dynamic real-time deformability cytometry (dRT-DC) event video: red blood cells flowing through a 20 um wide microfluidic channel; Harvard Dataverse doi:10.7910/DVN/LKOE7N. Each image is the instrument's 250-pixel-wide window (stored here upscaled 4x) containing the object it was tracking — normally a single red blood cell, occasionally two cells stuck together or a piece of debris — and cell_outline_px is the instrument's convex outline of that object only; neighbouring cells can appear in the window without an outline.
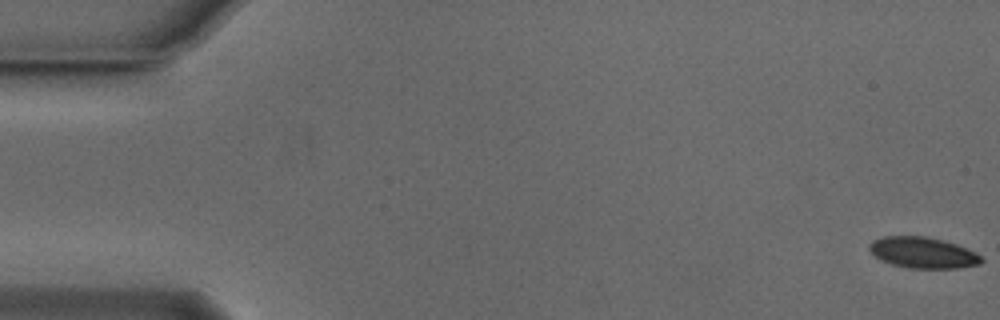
{"species": "Egyptian fruit bat (a non-hibernating species)", "species_latin": "Rousettus aegyptiacus", "temperature_condition": "cold", "stored_images_in_passage": 54, "camera_frame_rate_fps": 3000, "um_per_image_px": 0.085, "animal": {"sex": "male"}, "frame": {"image": 1, "passage_image": 1, "time_ms": 0.0, "image_size_px": [1000, 320], "cell_outline_px": [[984, 260], [980, 264], [956, 268], [908, 268], [892, 264], [880, 260], [868, 248], [868, 244], [872, 240], [884, 236], [924, 236], [956, 244], [980, 256]], "centroid_in_image_um": [78.39, 21.48], "position_along_channel_um": 6.6, "area_um2": 20.0}}
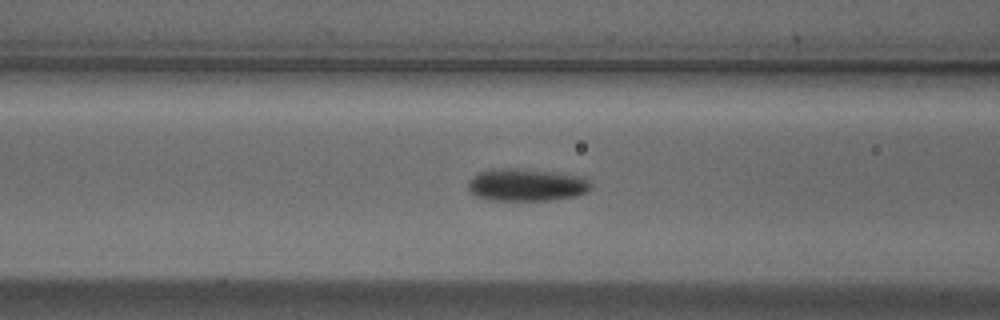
{"frame": {"image": 2, "passage_image": 22, "time_ms": 7.0, "image_size_px": [1000, 320], "cell_outline_px": [[592, 188], [576, 196], [552, 200], [488, 200], [476, 196], [468, 188], [468, 180], [472, 176], [480, 172], [492, 168], [516, 168], [552, 172], [584, 176], [592, 180]], "centroid_in_image_um": [44.77, 15.71], "position_along_channel_um": 121.8, "area_um2": 23.47}}
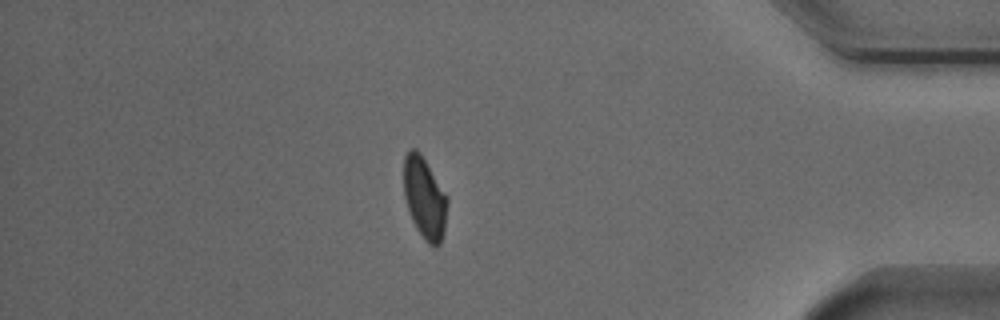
{"frame": {"image": 3, "passage_image": 47, "time_ms": 15.333, "image_size_px": [1000, 320], "cell_outline_px": [[448, 204], [444, 232], [440, 244], [436, 248], [428, 244], [424, 240], [416, 228], [412, 220], [404, 196], [404, 156], [412, 148], [416, 148], [420, 152], [448, 196]], "centroid_in_image_um": [36.11, 16.85], "position_along_channel_um": 399.1, "area_um2": 20.92}, "authors_computed_cell_mechanics": {"area_um2": 21.4149, "velocity_mm_per_s": 3.8035, "shape_relaxation_time_tau1_ms": 4.5576, "shape_relaxation_time_tau2_ms": 4.1124, "deformation_change_tau1": 0.128, "deformation_change_tau2": 0.0635}}